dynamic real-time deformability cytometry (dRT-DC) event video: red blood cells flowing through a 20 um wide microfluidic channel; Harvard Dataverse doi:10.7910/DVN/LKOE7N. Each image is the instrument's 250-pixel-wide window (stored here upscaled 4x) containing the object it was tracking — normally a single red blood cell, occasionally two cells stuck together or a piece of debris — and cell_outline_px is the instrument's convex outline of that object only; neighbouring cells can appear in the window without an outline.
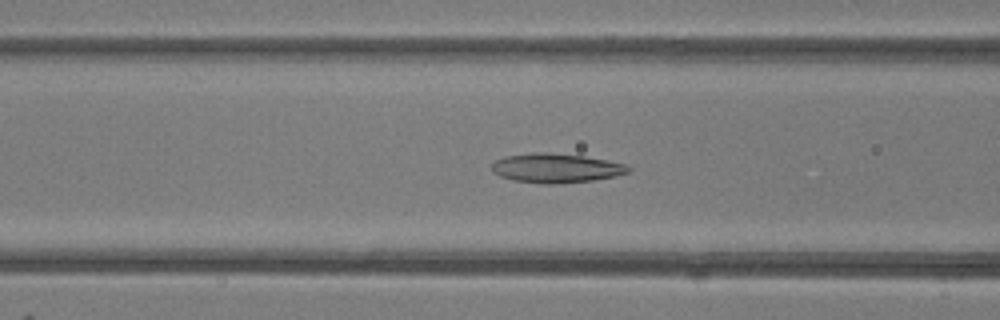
{"species": "common noctule bat (a hibernating species)", "species_latin": "Nyctalus noctula", "temperature_condition": "room temperature", "stored_images_in_passage": 49, "camera_frame_rate_fps": 3000, "um_per_image_px": 0.085, "animal": {"sex": "female"}, "frame": {"image": 1, "passage_image": 20, "time_ms": 6.333, "image_size_px": [1000, 320], "cell_outline_px": [[632, 168], [628, 172], [616, 176], [592, 180], [556, 184], [544, 184], [512, 180], [500, 176], [492, 172], [492, 164], [496, 160], [504, 156], [536, 152], [544, 152], [584, 156], [608, 160], [628, 164]], "centroid_in_image_um": [47.27, 14.29], "position_along_channel_um": 119.3, "area_um2": 23.41}}
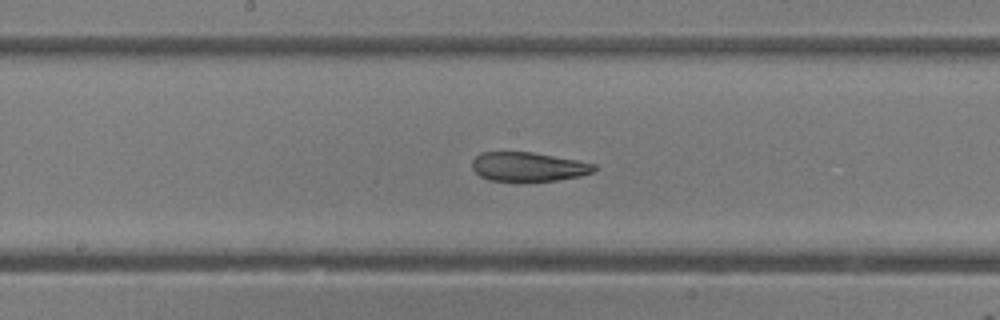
{"frame": {"image": 2, "passage_image": 26, "time_ms": 8.333, "image_size_px": [1000, 320], "cell_outline_px": [[596, 168], [592, 172], [580, 176], [556, 180], [516, 184], [488, 180], [480, 176], [472, 168], [472, 160], [480, 152], [532, 152], [576, 160], [596, 164]], "centroid_in_image_um": [44.85, 14.22], "position_along_channel_um": 203.3, "area_um2": 21.39}}
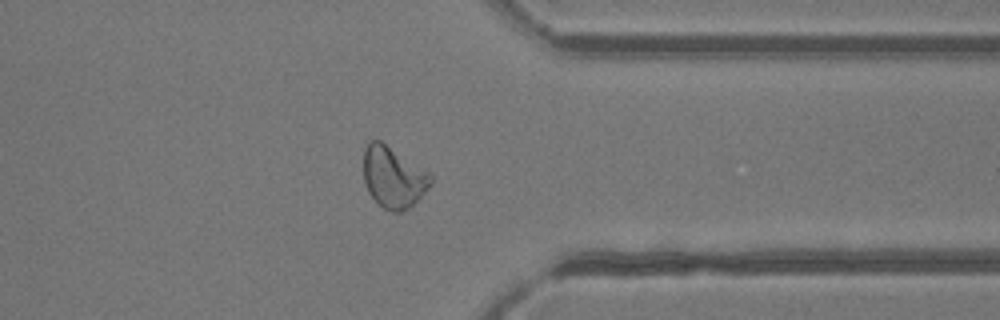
{"frame": {"image": 3, "passage_image": 39, "time_ms": 12.667, "image_size_px": [1000, 320], "cell_outline_px": [[432, 184], [408, 208], [400, 212], [392, 212], [384, 208], [368, 192], [364, 180], [364, 148], [368, 140], [380, 140], [428, 172], [432, 176]], "centroid_in_image_um": [33.41, 15.05], "position_along_channel_um": 378.0, "area_um2": 23.58}, "authors_computed_cell_mechanics": {"area_um2": 24.2182, "velocity_mm_per_s": 4.1824, "shape_relaxation_time_tau1_ms": 11.3711, "shape_relaxation_time_tau2_ms": 1.9549, "deformation_change_tau1": 0.2704, "deformation_change_tau2": 0.0923}}